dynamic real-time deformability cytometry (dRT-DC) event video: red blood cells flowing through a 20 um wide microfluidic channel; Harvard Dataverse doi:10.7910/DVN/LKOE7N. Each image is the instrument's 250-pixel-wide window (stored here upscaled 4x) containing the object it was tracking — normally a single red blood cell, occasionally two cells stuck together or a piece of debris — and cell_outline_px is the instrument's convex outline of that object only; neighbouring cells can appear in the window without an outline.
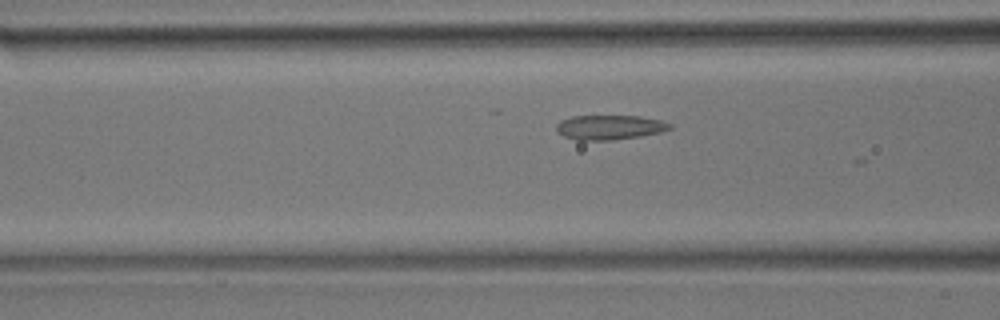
{"species": "common noctule bat (a hibernating species)", "species_latin": "Nyctalus noctula", "temperature_condition": "room temperature", "stored_images_in_passage": 10, "camera_frame_rate_fps": 3000, "um_per_image_px": 0.085, "animal": {"sex": "male", "body_mass_g": 17.9}, "frame": {"image": 1, "passage_image": 6, "time_ms": 1.667, "image_size_px": [1000, 320], "cell_outline_px": [[672, 128], [660, 132], [640, 136], [612, 140], [576, 140], [564, 136], [556, 132], [556, 124], [560, 120], [572, 116], [640, 116], [660, 120], [672, 124]], "centroid_in_image_um": [51.78, 10.82], "position_along_channel_um": 114.8, "area_um2": 16.3}}
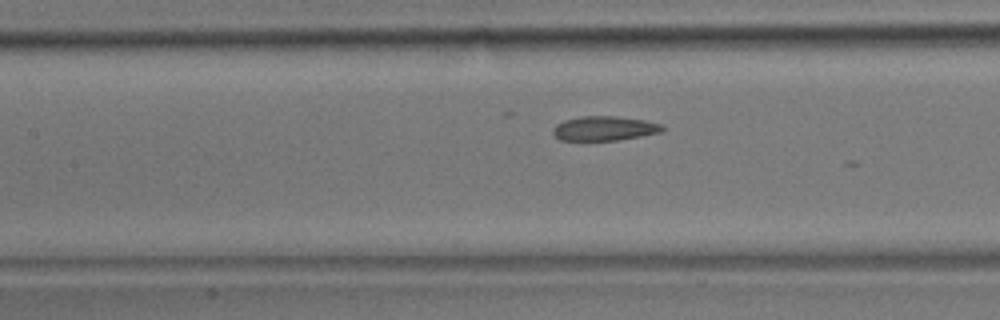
{"frame": {"image": 2, "passage_image": 9, "time_ms": 2.667, "image_size_px": [1000, 320], "cell_outline_px": [[664, 128], [660, 132], [640, 136], [616, 140], [560, 140], [552, 132], [552, 128], [556, 124], [564, 120], [584, 116], [616, 116], [644, 120], [660, 124]], "centroid_in_image_um": [51.33, 10.91], "position_along_channel_um": 156.1, "area_um2": 15.37}}